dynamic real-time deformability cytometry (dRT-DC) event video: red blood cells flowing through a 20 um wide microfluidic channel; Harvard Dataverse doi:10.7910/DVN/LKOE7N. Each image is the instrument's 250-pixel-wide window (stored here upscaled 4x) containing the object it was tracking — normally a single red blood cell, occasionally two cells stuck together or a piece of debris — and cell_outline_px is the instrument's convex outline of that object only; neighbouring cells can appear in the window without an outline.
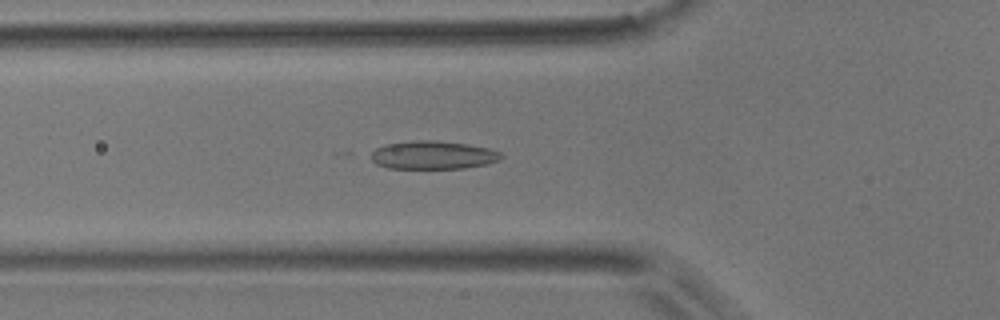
{"species": "common noctule bat (a hibernating species)", "species_latin": "Nyctalus noctula", "temperature_condition": "room temperature", "stored_images_in_passage": 54, "camera_frame_rate_fps": 3000, "um_per_image_px": 0.085, "animal": {"sex": "male", "body_mass_g": 17.9}, "frame": {"image": 1, "passage_image": 18, "time_ms": 5.667, "image_size_px": [1000, 320], "cell_outline_px": [[504, 156], [500, 160], [484, 164], [464, 168], [388, 168], [376, 164], [364, 156], [368, 152], [384, 144], [416, 140], [436, 140], [464, 144], [488, 148], [500, 152]], "centroid_in_image_um": [36.69, 13.18], "position_along_channel_um": 89.1, "area_um2": 21.68}}
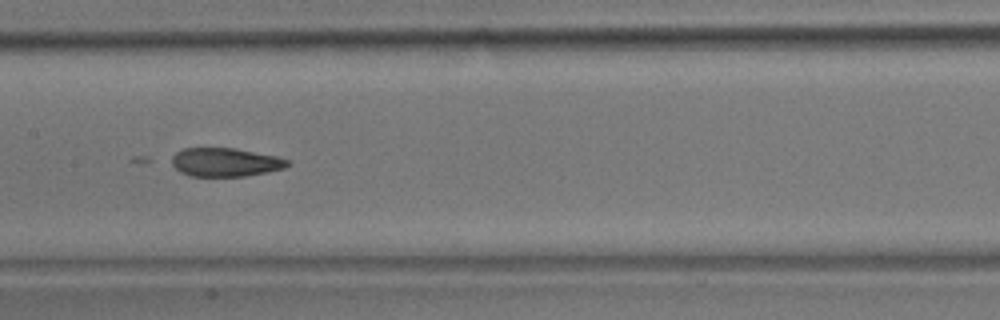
{"frame": {"image": 2, "passage_image": 26, "time_ms": 8.333, "image_size_px": [1000, 320], "cell_outline_px": [[292, 164], [284, 168], [268, 172], [244, 176], [188, 176], [180, 172], [164, 160], [176, 152], [184, 148], [236, 148], [276, 156], [288, 160]], "centroid_in_image_um": [19.06, 13.79], "position_along_channel_um": 188.3, "area_um2": 19.77}}
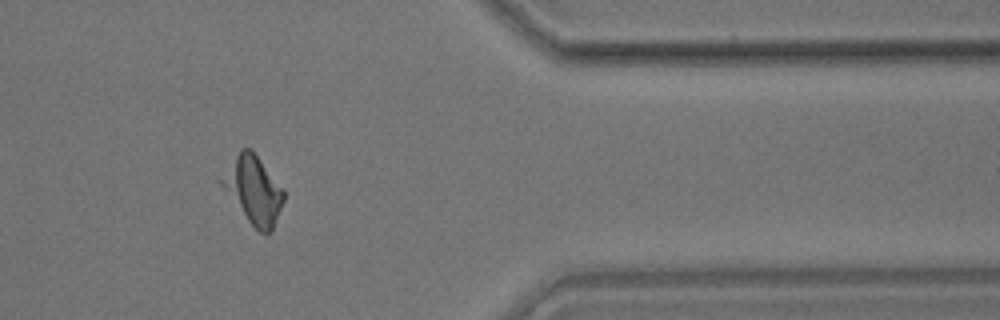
{"frame": {"image": 3, "passage_image": 44, "time_ms": 14.333, "image_size_px": [1000, 320], "cell_outline_px": [[284, 200], [272, 232], [260, 232], [248, 220], [216, 180], [240, 148], [252, 148], [284, 188]], "centroid_in_image_um": [21.52, 16.08], "position_along_channel_um": 389.9, "area_um2": 24.57}, "authors_computed_cell_mechanics": {"area_um2": 20.8369, "velocity_mm_per_s": 3.6951, "shape_relaxation_time_tau1_ms": 4.6346, "shape_relaxation_time_tau2_ms": 4.083, "deformation_change_tau1": 0.1374, "deformation_change_tau2": 0.0959}}